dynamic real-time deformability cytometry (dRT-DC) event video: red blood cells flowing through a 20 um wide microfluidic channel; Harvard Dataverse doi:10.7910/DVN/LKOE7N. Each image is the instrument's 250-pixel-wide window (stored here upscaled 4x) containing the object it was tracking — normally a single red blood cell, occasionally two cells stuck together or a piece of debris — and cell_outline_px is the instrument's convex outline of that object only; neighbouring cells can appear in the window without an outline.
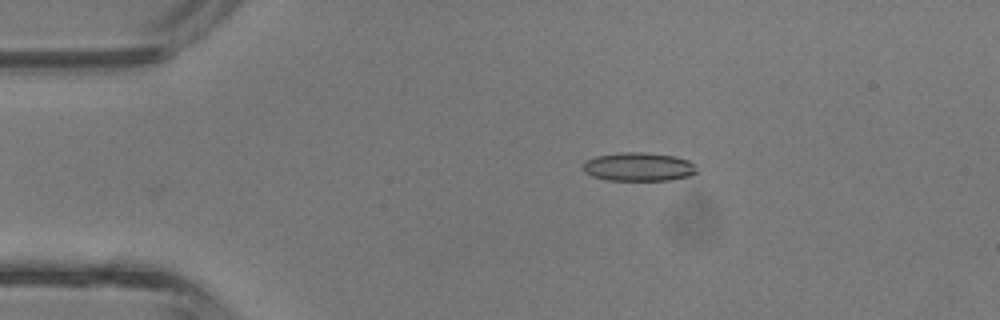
{"species": "common noctule bat (a hibernating species)", "species_latin": "Nyctalus noctula", "temperature_condition": "room temperature", "stored_images_in_passage": 3, "camera_frame_rate_fps": 3000, "um_per_image_px": 0.085, "animal": {"sex": "male", "body_mass_g": 13.3}, "frame": {"image": 1, "passage_image": 1, "time_ms": 0.0, "image_size_px": [1000, 320], "cell_outline_px": [[696, 172], [688, 176], [672, 180], [604, 180], [592, 176], [584, 172], [580, 168], [584, 160], [596, 156], [620, 152], [644, 152], [676, 156], [688, 160], [692, 164]], "centroid_in_image_um": [54.19, 14.17], "position_along_channel_um": 30.8, "area_um2": 19.13}}